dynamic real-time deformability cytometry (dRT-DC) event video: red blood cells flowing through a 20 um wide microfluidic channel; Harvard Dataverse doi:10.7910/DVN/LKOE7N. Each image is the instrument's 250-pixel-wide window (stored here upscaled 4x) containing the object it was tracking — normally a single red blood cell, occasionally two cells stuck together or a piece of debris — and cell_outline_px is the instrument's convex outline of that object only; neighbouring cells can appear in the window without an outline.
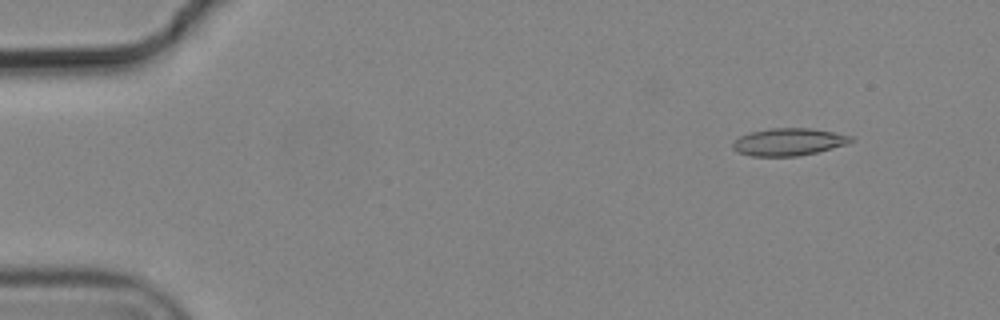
{"species": "common noctule bat (a hibernating species)", "species_latin": "Nyctalus noctula", "temperature_condition": "cold", "stored_images_in_passage": 5, "segment_of_instrument_passage": [2, 2], "camera_frame_rate_fps": 3000, "um_per_image_px": 0.085, "animal": {"sex": "male", "body_mass_g": 19.2, "forearm_length_mm": 51.8}, "frame": {"image": 1, "passage_image": 5, "time_ms": 1.333, "image_size_px": [1000, 320], "cell_outline_px": [[856, 140], [848, 144], [816, 152], [796, 156], [752, 156], [736, 152], [732, 148], [732, 144], [740, 136], [752, 132], [768, 128], [812, 128], [852, 136]], "centroid_in_image_um": [67.04, 12.06], "position_along_channel_um": 18.0, "area_um2": 18.84}}